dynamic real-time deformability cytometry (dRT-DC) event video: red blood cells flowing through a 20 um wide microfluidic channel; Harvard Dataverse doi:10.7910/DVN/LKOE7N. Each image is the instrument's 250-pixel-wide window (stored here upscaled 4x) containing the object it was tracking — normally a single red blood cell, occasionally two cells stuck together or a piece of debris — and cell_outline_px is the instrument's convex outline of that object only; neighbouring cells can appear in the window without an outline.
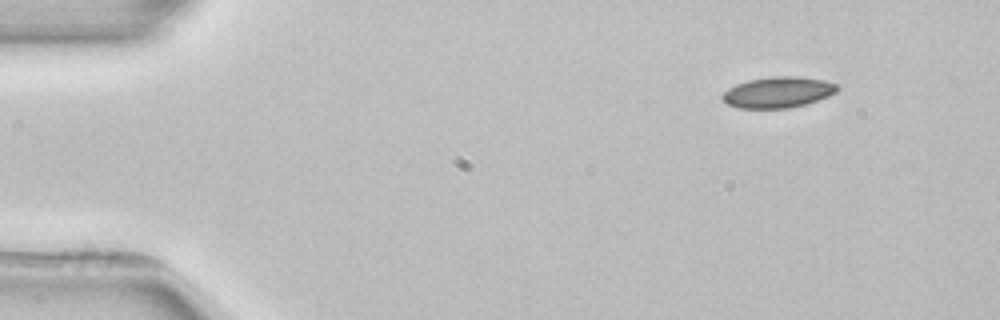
{"species": "common noctule bat (a hibernating species)", "species_latin": "Nyctalus noctula", "temperature_condition": "room temperature", "stored_images_in_passage": 3, "camera_frame_rate_fps": 3000, "um_per_image_px": 0.085, "animal": {"sex": "female", "body_mass_g": 22.7, "forearm_length_mm": 54.2}, "frame": {"image": 1, "passage_image": 1, "time_ms": 0.0, "image_size_px": [1000, 320], "cell_outline_px": [[840, 88], [836, 92], [828, 96], [804, 104], [788, 108], [736, 108], [728, 104], [720, 96], [728, 88], [736, 84], [748, 80], [772, 76], [796, 76], [824, 80], [836, 84]], "centroid_in_image_um": [66.11, 7.83], "position_along_channel_um": 18.9, "area_um2": 20.63}}
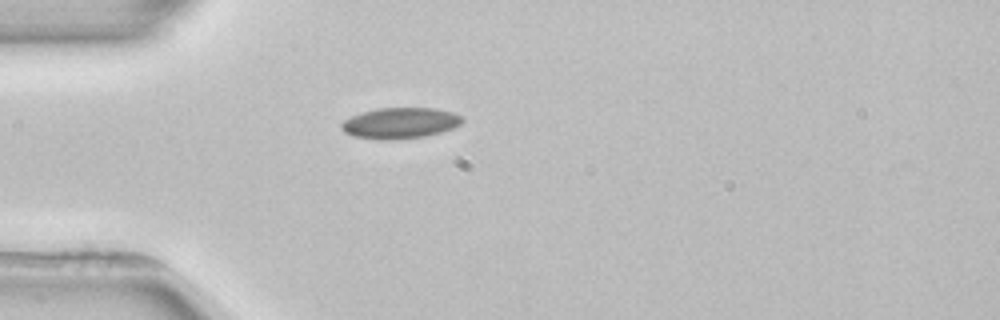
{"frame": {"image": 2, "passage_image": 3, "time_ms": 3.0, "image_size_px": [1000, 320], "cell_outline_px": [[464, 120], [460, 124], [452, 128], [440, 132], [424, 136], [352, 136], [344, 132], [340, 128], [340, 124], [344, 120], [360, 112], [380, 108], [436, 108], [452, 112], [464, 116]], "centroid_in_image_um": [34.06, 10.39], "position_along_channel_um": 50.9, "area_um2": 20.69}}